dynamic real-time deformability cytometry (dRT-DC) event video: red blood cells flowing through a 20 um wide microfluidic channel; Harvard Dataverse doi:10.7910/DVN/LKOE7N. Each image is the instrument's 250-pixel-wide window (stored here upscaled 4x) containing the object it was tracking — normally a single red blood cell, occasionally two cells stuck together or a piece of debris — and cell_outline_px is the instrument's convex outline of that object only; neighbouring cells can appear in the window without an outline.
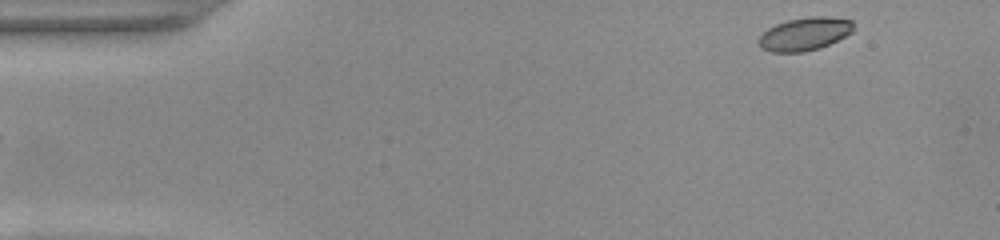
{"species": "common noctule bat (a hibernating species)", "species_latin": "Nyctalus noctula", "temperature_condition": "warm", "stored_images_in_passage": 48, "camera_frame_rate_fps": 3000, "um_per_image_px": 0.085, "animal": {"sex": "female", "body_mass_g": 22.0, "forearm_length_mm": 56.7}, "frame": {"image": 1, "passage_image": 1, "time_ms": 0.0, "image_size_px": [1000, 240], "cell_outline_px": [[852, 32], [820, 48], [804, 52], [772, 52], [764, 48], [756, 40], [768, 28], [776, 24], [788, 20], [812, 16], [824, 16], [852, 20]], "centroid_in_image_um": [68.38, 2.88], "position_along_channel_um": 16.6, "area_um2": 17.98}}
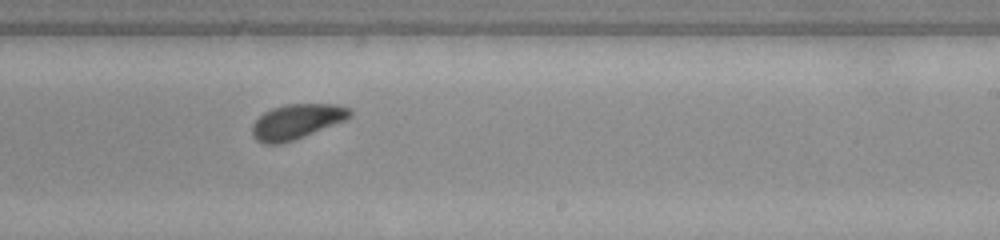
{"frame": {"image": 2, "passage_image": 28, "time_ms": 9.0, "image_size_px": [1000, 240], "cell_outline_px": [[352, 116], [344, 120], [304, 136], [280, 144], [264, 144], [256, 140], [252, 136], [252, 124], [264, 112], [272, 108], [288, 104], [336, 104], [352, 108]], "centroid_in_image_um": [25.21, 10.32], "position_along_channel_um": 263.8, "area_um2": 19.77}}
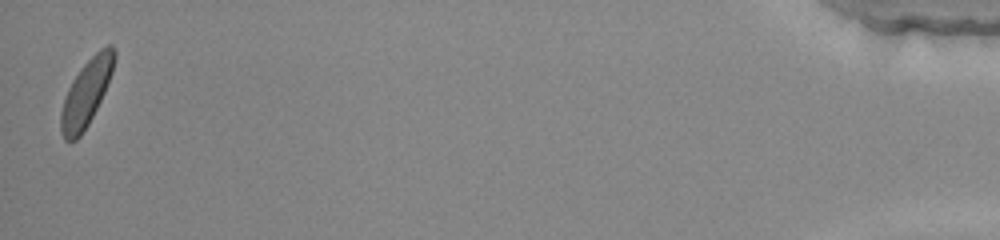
{"frame": {"image": 3, "passage_image": 48, "time_ms": 15.667, "image_size_px": [1000, 240], "cell_outline_px": [[116, 60], [112, 72], [104, 92], [88, 124], [80, 136], [76, 140], [64, 140], [60, 132], [60, 112], [68, 88], [72, 80], [80, 68], [100, 48], [108, 44], [112, 44], [116, 52]], "centroid_in_image_um": [7.33, 7.87], "position_along_channel_um": 427.9, "area_um2": 20.52}, "authors_computed_cell_mechanics": {"area_um2": 19.8543, "velocity_mm_per_s": 3.8862, "shape_relaxation_time_tau1_ms": 2.6295, "shape_relaxation_time_tau2_ms": 5.7246, "deformation_change_tau1": 0.097, "deformation_change_tau2": 0.0733}}